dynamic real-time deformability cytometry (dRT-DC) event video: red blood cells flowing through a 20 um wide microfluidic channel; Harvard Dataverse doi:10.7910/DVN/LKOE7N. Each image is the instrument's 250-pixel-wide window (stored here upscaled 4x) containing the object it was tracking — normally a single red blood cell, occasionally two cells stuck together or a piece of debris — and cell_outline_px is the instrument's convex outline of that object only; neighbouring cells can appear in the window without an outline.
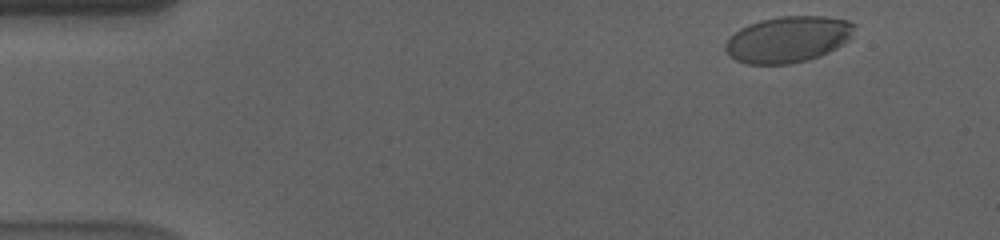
{"species": "human", "species_latin": "Homo sapiens", "temperature_condition": "cold", "stored_images_in_passage": 54, "camera_frame_rate_fps": 3000, "um_per_image_px": 0.085, "donor": {"sex": "male"}, "frame": {"image": 1, "passage_image": 3, "time_ms": 0.667, "image_size_px": [1000, 240], "cell_outline_px": [[856, 24], [848, 40], [836, 48], [820, 56], [808, 60], [792, 64], [744, 64], [728, 56], [724, 48], [724, 44], [740, 28], [748, 24], [760, 20], [780, 16], [824, 16], [848, 20]], "centroid_in_image_um": [66.96, 3.35], "position_along_channel_um": 18.0, "area_um2": 34.85}}
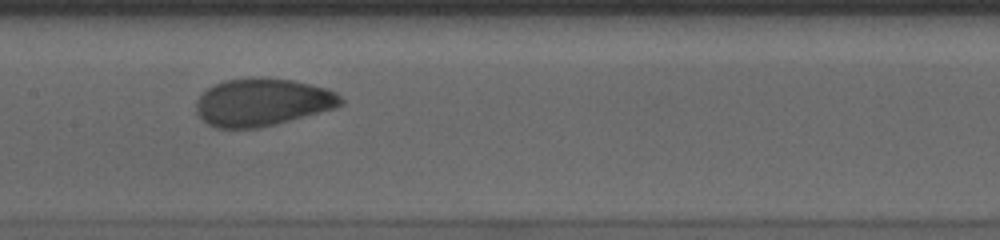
{"frame": {"image": 2, "passage_image": 26, "time_ms": 8.333, "image_size_px": [1000, 240], "cell_outline_px": [[344, 104], [336, 108], [276, 124], [256, 128], [216, 128], [208, 124], [196, 116], [196, 100], [208, 88], [224, 80], [260, 76], [264, 76], [292, 80], [328, 88], [336, 92], [344, 100]], "centroid_in_image_um": [22.31, 8.68], "position_along_channel_um": 185.1, "area_um2": 40.58}}
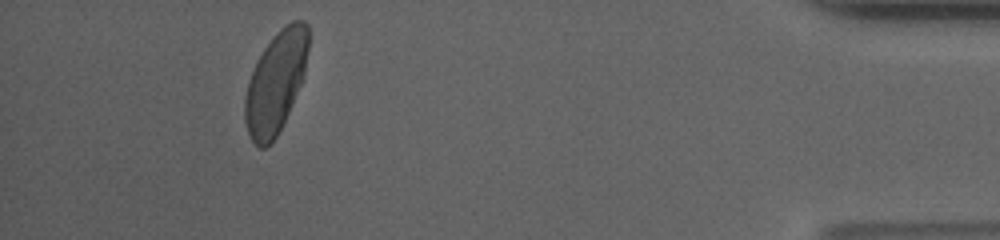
{"frame": {"image": 3, "passage_image": 50, "time_ms": 16.333, "image_size_px": [1000, 240], "cell_outline_px": [[308, 48], [304, 76], [288, 112], [276, 136], [264, 148], [260, 148], [252, 140], [248, 132], [244, 120], [244, 96], [248, 80], [252, 68], [256, 60], [272, 36], [284, 24], [292, 20], [304, 20], [308, 24]], "centroid_in_image_um": [23.42, 6.93], "position_along_channel_um": 411.8, "area_um2": 37.57}, "authors_computed_cell_mechanics": {"area_um2": 39.1595, "velocity_mm_per_s": 3.5679, "shape_relaxation_time_tau1_ms": 3.7028, "shape_relaxation_time_tau2_ms": null, "deformation_change_tau1": 0.1404, "deformation_change_tau2": null}}